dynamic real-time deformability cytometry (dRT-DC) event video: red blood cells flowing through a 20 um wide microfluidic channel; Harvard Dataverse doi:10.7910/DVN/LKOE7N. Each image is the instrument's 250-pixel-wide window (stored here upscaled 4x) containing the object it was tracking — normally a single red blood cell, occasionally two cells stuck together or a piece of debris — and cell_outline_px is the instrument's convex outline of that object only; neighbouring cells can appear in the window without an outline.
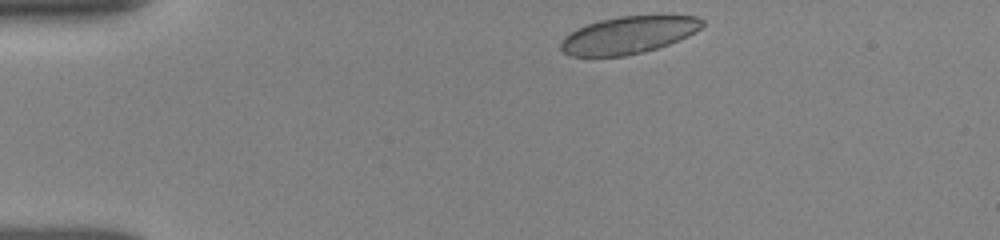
{"species": "human", "species_latin": "Homo sapiens", "temperature_condition": "room temperature", "stored_images_in_passage": 68, "camera_frame_rate_fps": 3000, "um_per_image_px": 0.085, "donor": {"sex": "female"}, "frame": {"image": 1, "passage_image": 1, "time_ms": 0.0, "image_size_px": [1000, 240], "cell_outline_px": [[704, 24], [700, 28], [688, 36], [668, 44], [644, 52], [624, 56], [568, 56], [560, 48], [560, 40], [564, 36], [588, 24], [600, 20], [620, 16], [696, 16], [704, 20]], "centroid_in_image_um": [53.4, 2.99], "position_along_channel_um": 31.6, "area_um2": 30.46}}
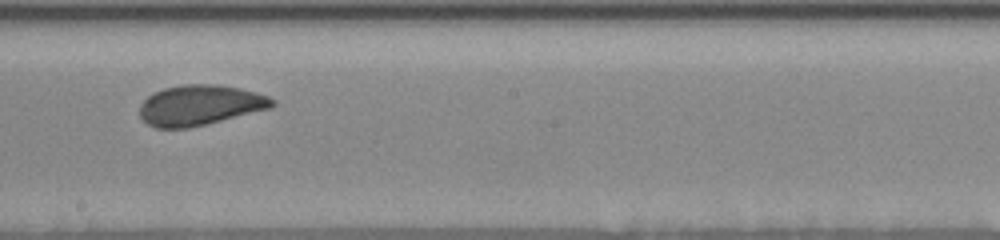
{"frame": {"image": 2, "passage_image": 33, "time_ms": 6.667, "image_size_px": [1000, 240], "cell_outline_px": [[276, 104], [268, 108], [188, 128], [156, 128], [148, 124], [140, 116], [140, 104], [152, 92], [164, 88], [180, 84], [216, 84], [240, 88], [256, 92], [268, 96], [276, 100]], "centroid_in_image_um": [16.96, 8.92], "position_along_channel_um": 231.2, "area_um2": 30.92}}
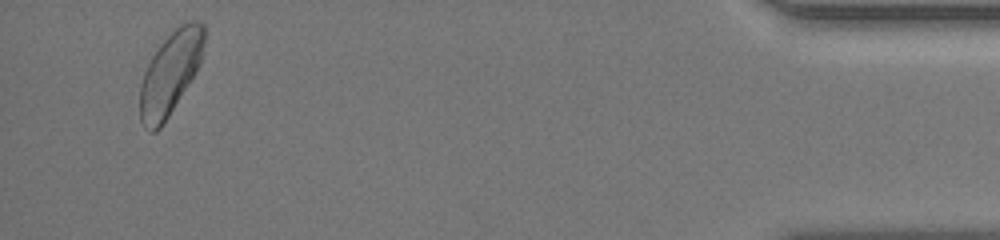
{"frame": {"image": 3, "passage_image": 64, "time_ms": 13.333, "image_size_px": [1000, 240], "cell_outline_px": [[204, 44], [200, 64], [168, 116], [160, 128], [156, 132], [152, 132], [144, 128], [140, 120], [140, 84], [144, 72], [152, 56], [160, 44], [180, 24], [188, 20], [196, 20], [204, 24]], "centroid_in_image_um": [14.46, 6.21], "position_along_channel_um": 420.7, "area_um2": 30.63}, "authors_computed_cell_mechanics": {"area_um2": 31.0964, "velocity_mm_per_s": 3.8709, "shape_relaxation_time_tau1_ms": 5.6849, "shape_relaxation_time_tau2_ms": 1.1903, "deformation_change_tau1": 0.1146, "deformation_change_tau2": 0.0594}}